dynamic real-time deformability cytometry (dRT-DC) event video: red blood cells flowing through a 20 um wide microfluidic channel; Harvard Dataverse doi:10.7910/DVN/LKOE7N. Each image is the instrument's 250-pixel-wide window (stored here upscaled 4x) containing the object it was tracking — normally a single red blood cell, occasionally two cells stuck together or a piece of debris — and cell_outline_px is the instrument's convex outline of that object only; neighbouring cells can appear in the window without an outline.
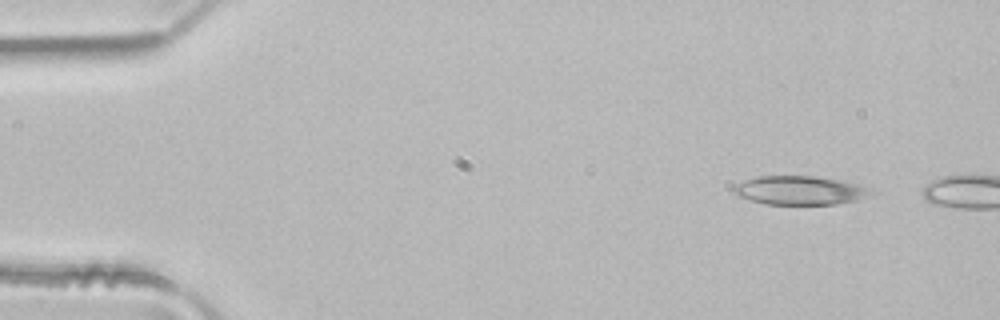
{"species": "common noctule bat (a hibernating species)", "species_latin": "Nyctalus noctula", "temperature_condition": "room temperature", "stored_images_in_passage": 2, "camera_frame_rate_fps": 3000, "um_per_image_px": 0.085, "animal": {"sex": "male", "body_mass_g": 21.5, "forearm_length_mm": 52.0}, "frame": {"image": 1, "passage_image": 1, "time_ms": 0.0, "image_size_px": [1000, 320], "cell_outline_px": [[876, 192], [856, 200], [836, 204], [764, 204], [740, 196], [732, 188], [736, 184], [744, 180], [756, 176], [816, 176], [844, 180], [872, 188]], "centroid_in_image_um": [68.05, 16.16], "position_along_channel_um": 17.0, "area_um2": 23.06}}